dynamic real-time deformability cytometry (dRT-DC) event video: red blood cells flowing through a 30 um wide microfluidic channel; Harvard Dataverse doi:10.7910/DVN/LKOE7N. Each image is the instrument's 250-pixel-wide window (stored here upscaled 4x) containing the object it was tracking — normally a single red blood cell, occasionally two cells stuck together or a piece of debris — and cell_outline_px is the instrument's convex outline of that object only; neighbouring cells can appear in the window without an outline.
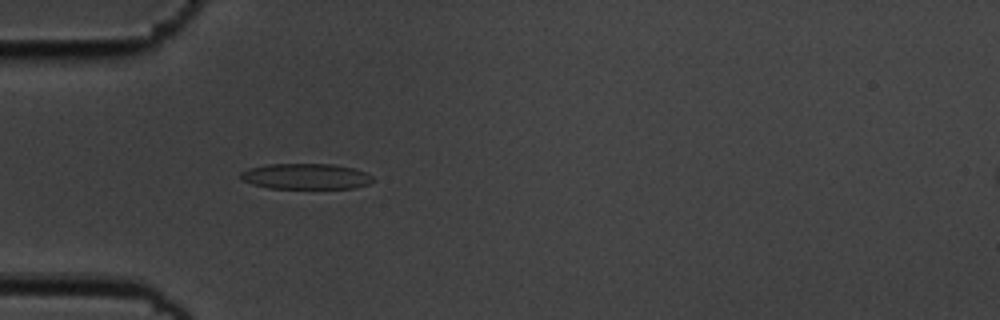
{"species": "common noctule bat (a hibernating species)", "species_latin": "Nyctalus noctula", "temperature_condition": "cold", "stored_images_in_passage": 1, "camera_frame_rate_fps": 3000, "um_per_image_px": 0.085, "animal": {"sex": "male", "body_mass_g": 19.5, "forearm_length_mm": 54.6}, "frame": {"image": 1, "passage_image": 1, "time_ms": 0.0, "image_size_px": [1000, 320], "cell_outline_px": [[376, 180], [368, 184], [356, 188], [268, 188], [252, 184], [240, 180], [240, 172], [248, 168], [264, 164], [332, 164], [356, 168], [368, 172]], "centroid_in_image_um": [26.01, 14.98], "position_along_channel_um": 59.0, "area_um2": 20.17}}